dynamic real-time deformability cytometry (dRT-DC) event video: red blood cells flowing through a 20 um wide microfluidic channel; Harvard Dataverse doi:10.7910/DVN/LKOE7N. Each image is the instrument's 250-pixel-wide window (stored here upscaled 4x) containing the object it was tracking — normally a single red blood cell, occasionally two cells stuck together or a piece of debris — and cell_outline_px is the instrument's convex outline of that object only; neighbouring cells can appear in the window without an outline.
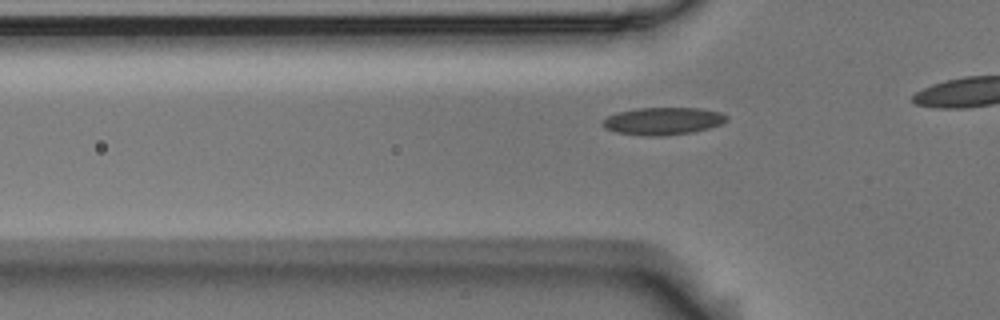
{"species": "Egyptian fruit bat (a non-hibernating species)", "species_latin": "Rousettus aegyptiacus", "temperature_condition": "room temperature", "stored_images_in_passage": 41, "camera_frame_rate_fps": 3000, "um_per_image_px": 0.085, "animal": {"sex": "male"}, "frame": {"image": 1, "passage_image": 14, "time_ms": 4.333, "image_size_px": [1000, 320], "cell_outline_px": [[728, 120], [720, 124], [708, 128], [692, 132], [664, 136], [644, 136], [616, 132], [604, 128], [600, 124], [608, 116], [616, 112], [636, 108], [700, 108], [720, 112], [728, 116]], "centroid_in_image_um": [56.33, 10.29], "position_along_channel_um": 69.5, "area_um2": 19.94}}
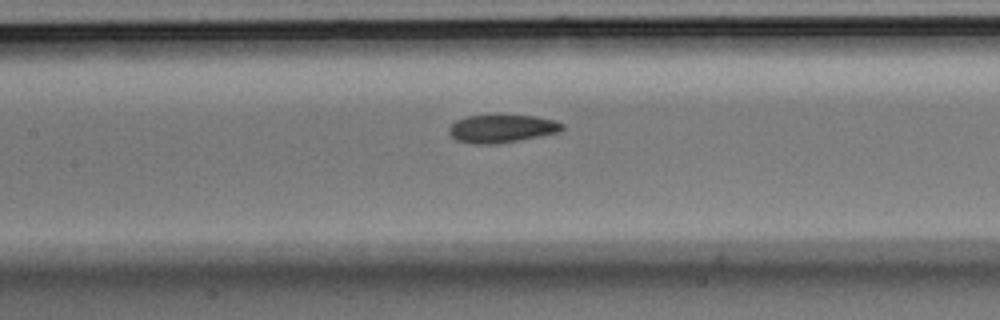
{"frame": {"image": 2, "passage_image": 22, "time_ms": 7.0, "image_size_px": [1000, 320], "cell_outline_px": [[564, 128], [560, 132], [520, 140], [496, 144], [472, 144], [456, 140], [448, 132], [448, 128], [456, 120], [468, 116], [496, 112], [536, 116], [556, 120], [564, 124]], "centroid_in_image_um": [42.66, 10.88], "position_along_channel_um": 164.7, "area_um2": 19.42}}
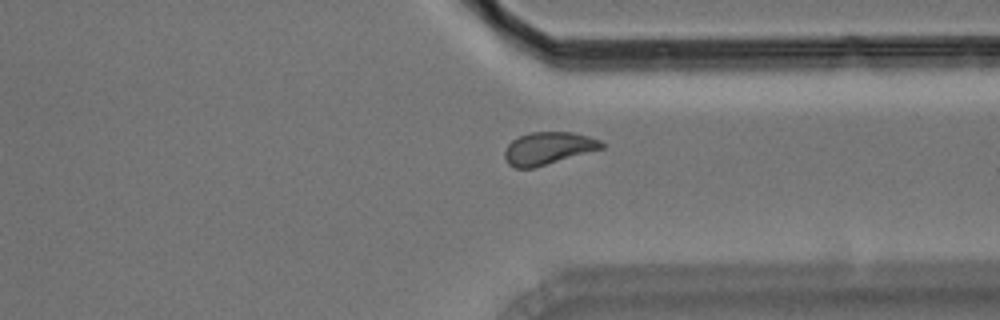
{"frame": {"image": 3, "passage_image": 39, "time_ms": 12.667, "image_size_px": [1000, 320], "cell_outline_px": [[604, 148], [532, 168], [516, 168], [508, 164], [504, 160], [504, 148], [512, 140], [528, 132], [572, 132], [588, 136], [600, 140], [604, 144]], "centroid_in_image_um": [46.56, 12.6], "position_along_channel_um": 364.8, "area_um2": 18.32}}